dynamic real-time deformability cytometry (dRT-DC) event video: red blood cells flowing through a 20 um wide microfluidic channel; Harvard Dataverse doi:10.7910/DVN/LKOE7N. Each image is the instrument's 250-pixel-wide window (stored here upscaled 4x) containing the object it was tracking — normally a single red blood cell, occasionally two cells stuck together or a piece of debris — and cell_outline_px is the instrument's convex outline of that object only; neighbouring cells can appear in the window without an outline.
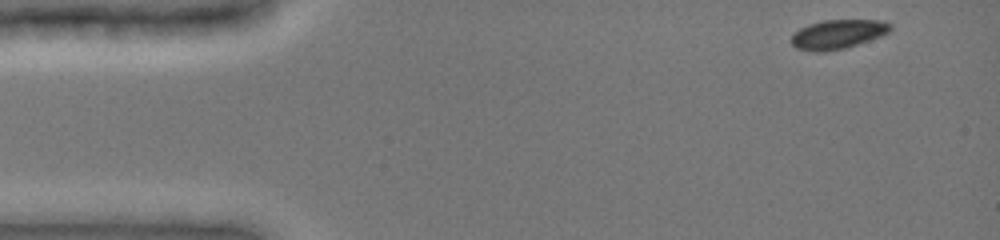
{"species": "common noctule bat (a hibernating species)", "species_latin": "Nyctalus noctula", "temperature_condition": "cold", "stored_images_in_passage": 46, "camera_frame_rate_fps": 3000, "um_per_image_px": 0.085, "animal": {"sex": "female", "body_mass_g": 19.0, "forearm_length_mm": 51.5}, "frame": {"image": 1, "passage_image": 1, "time_ms": 0.0, "image_size_px": [1000, 240], "cell_outline_px": [[892, 28], [888, 32], [880, 36], [844, 48], [824, 52], [812, 52], [796, 48], [792, 44], [792, 36], [800, 28], [808, 24], [824, 20], [880, 20], [892, 24]], "centroid_in_image_um": [71.2, 2.91], "position_along_channel_um": 13.8, "area_um2": 16.7}}
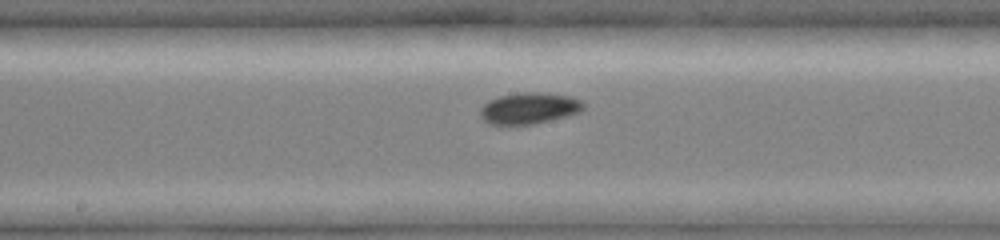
{"frame": {"image": 2, "passage_image": 23, "time_ms": 7.333, "image_size_px": [1000, 240], "cell_outline_px": [[584, 108], [580, 112], [568, 116], [532, 124], [488, 124], [480, 116], [480, 108], [488, 100], [500, 96], [520, 92], [540, 92], [572, 96], [580, 100], [584, 104]], "centroid_in_image_um": [44.98, 9.19], "position_along_channel_um": 203.2, "area_um2": 18.9}}
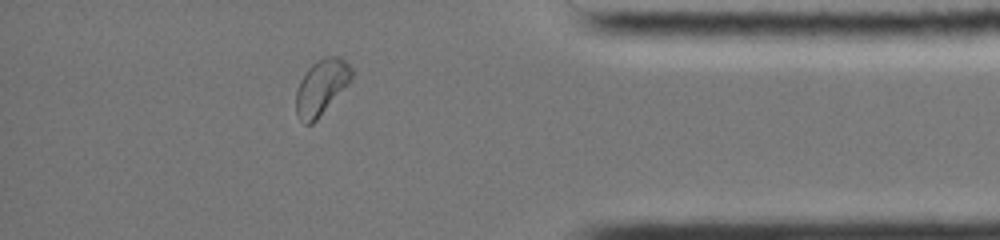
{"frame": {"image": 3, "passage_image": 40, "time_ms": 13.0, "image_size_px": [1000, 240], "cell_outline_px": [[352, 76], [348, 84], [316, 120], [312, 124], [304, 124], [300, 120], [296, 112], [296, 92], [300, 80], [308, 68], [316, 60], [328, 56], [340, 56], [352, 68]], "centroid_in_image_um": [27.3, 7.39], "position_along_channel_um": 407.9, "area_um2": 17.74}, "authors_computed_cell_mechanics": {"area_um2": 17.6001, "velocity_mm_per_s": 3.8888, "shape_relaxation_time_tau1_ms": 2.8295, "shape_relaxation_time_tau2_ms": null, "deformation_change_tau1": 0.0603, "deformation_change_tau2": null}}